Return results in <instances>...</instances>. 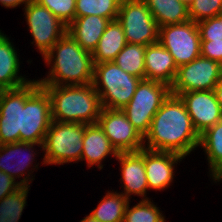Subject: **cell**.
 I'll return each instance as SVG.
<instances>
[{
    "instance_id": "1",
    "label": "cell",
    "mask_w": 222,
    "mask_h": 222,
    "mask_svg": "<svg viewBox=\"0 0 222 222\" xmlns=\"http://www.w3.org/2000/svg\"><path fill=\"white\" fill-rule=\"evenodd\" d=\"M144 139H148L147 150L175 152L184 157L200 143L185 103L171 93L154 115Z\"/></svg>"
},
{
    "instance_id": "2",
    "label": "cell",
    "mask_w": 222,
    "mask_h": 222,
    "mask_svg": "<svg viewBox=\"0 0 222 222\" xmlns=\"http://www.w3.org/2000/svg\"><path fill=\"white\" fill-rule=\"evenodd\" d=\"M44 60L47 64L53 62V66L47 78L38 80L40 85H88L93 81L92 53L84 50L68 33L53 45Z\"/></svg>"
},
{
    "instance_id": "3",
    "label": "cell",
    "mask_w": 222,
    "mask_h": 222,
    "mask_svg": "<svg viewBox=\"0 0 222 222\" xmlns=\"http://www.w3.org/2000/svg\"><path fill=\"white\" fill-rule=\"evenodd\" d=\"M50 96L52 120L82 124L97 123L102 105L93 84L40 85Z\"/></svg>"
},
{
    "instance_id": "4",
    "label": "cell",
    "mask_w": 222,
    "mask_h": 222,
    "mask_svg": "<svg viewBox=\"0 0 222 222\" xmlns=\"http://www.w3.org/2000/svg\"><path fill=\"white\" fill-rule=\"evenodd\" d=\"M141 80L123 71L114 61L94 64L92 84L100 96L102 108L123 109Z\"/></svg>"
},
{
    "instance_id": "5",
    "label": "cell",
    "mask_w": 222,
    "mask_h": 222,
    "mask_svg": "<svg viewBox=\"0 0 222 222\" xmlns=\"http://www.w3.org/2000/svg\"><path fill=\"white\" fill-rule=\"evenodd\" d=\"M85 124L52 120L42 148L44 164H63L81 160Z\"/></svg>"
},
{
    "instance_id": "6",
    "label": "cell",
    "mask_w": 222,
    "mask_h": 222,
    "mask_svg": "<svg viewBox=\"0 0 222 222\" xmlns=\"http://www.w3.org/2000/svg\"><path fill=\"white\" fill-rule=\"evenodd\" d=\"M171 93L165 83L141 80L129 103L121 109L133 127L144 137L151 126L154 115Z\"/></svg>"
},
{
    "instance_id": "7",
    "label": "cell",
    "mask_w": 222,
    "mask_h": 222,
    "mask_svg": "<svg viewBox=\"0 0 222 222\" xmlns=\"http://www.w3.org/2000/svg\"><path fill=\"white\" fill-rule=\"evenodd\" d=\"M117 20L127 43L147 46L159 42V26L143 0H121Z\"/></svg>"
},
{
    "instance_id": "8",
    "label": "cell",
    "mask_w": 222,
    "mask_h": 222,
    "mask_svg": "<svg viewBox=\"0 0 222 222\" xmlns=\"http://www.w3.org/2000/svg\"><path fill=\"white\" fill-rule=\"evenodd\" d=\"M52 122L51 99L47 91L39 86L21 108L20 142L42 144Z\"/></svg>"
},
{
    "instance_id": "9",
    "label": "cell",
    "mask_w": 222,
    "mask_h": 222,
    "mask_svg": "<svg viewBox=\"0 0 222 222\" xmlns=\"http://www.w3.org/2000/svg\"><path fill=\"white\" fill-rule=\"evenodd\" d=\"M159 42L172 55L177 67L190 63L201 55L199 28L192 20L159 27Z\"/></svg>"
},
{
    "instance_id": "10",
    "label": "cell",
    "mask_w": 222,
    "mask_h": 222,
    "mask_svg": "<svg viewBox=\"0 0 222 222\" xmlns=\"http://www.w3.org/2000/svg\"><path fill=\"white\" fill-rule=\"evenodd\" d=\"M222 78L220 62L199 56L190 63L178 66L171 94L179 96L183 92L214 90Z\"/></svg>"
},
{
    "instance_id": "11",
    "label": "cell",
    "mask_w": 222,
    "mask_h": 222,
    "mask_svg": "<svg viewBox=\"0 0 222 222\" xmlns=\"http://www.w3.org/2000/svg\"><path fill=\"white\" fill-rule=\"evenodd\" d=\"M39 86L35 80L16 89L0 90V145L20 142L21 108Z\"/></svg>"
},
{
    "instance_id": "12",
    "label": "cell",
    "mask_w": 222,
    "mask_h": 222,
    "mask_svg": "<svg viewBox=\"0 0 222 222\" xmlns=\"http://www.w3.org/2000/svg\"><path fill=\"white\" fill-rule=\"evenodd\" d=\"M25 14L30 33L42 56H46L53 45L67 33V26L49 9L34 0L25 5Z\"/></svg>"
},
{
    "instance_id": "13",
    "label": "cell",
    "mask_w": 222,
    "mask_h": 222,
    "mask_svg": "<svg viewBox=\"0 0 222 222\" xmlns=\"http://www.w3.org/2000/svg\"><path fill=\"white\" fill-rule=\"evenodd\" d=\"M97 123L118 153L138 152L146 147L144 137L120 109L102 108Z\"/></svg>"
},
{
    "instance_id": "14",
    "label": "cell",
    "mask_w": 222,
    "mask_h": 222,
    "mask_svg": "<svg viewBox=\"0 0 222 222\" xmlns=\"http://www.w3.org/2000/svg\"><path fill=\"white\" fill-rule=\"evenodd\" d=\"M179 96L199 135L222 120V109L214 90L188 91Z\"/></svg>"
},
{
    "instance_id": "15",
    "label": "cell",
    "mask_w": 222,
    "mask_h": 222,
    "mask_svg": "<svg viewBox=\"0 0 222 222\" xmlns=\"http://www.w3.org/2000/svg\"><path fill=\"white\" fill-rule=\"evenodd\" d=\"M184 156L175 152L152 151L144 148V164L150 189L164 190L173 179L174 164Z\"/></svg>"
},
{
    "instance_id": "16",
    "label": "cell",
    "mask_w": 222,
    "mask_h": 222,
    "mask_svg": "<svg viewBox=\"0 0 222 222\" xmlns=\"http://www.w3.org/2000/svg\"><path fill=\"white\" fill-rule=\"evenodd\" d=\"M121 163L123 195L129 200L130 194L146 196L149 189L145 173L144 148L138 152L119 153L116 157Z\"/></svg>"
},
{
    "instance_id": "17",
    "label": "cell",
    "mask_w": 222,
    "mask_h": 222,
    "mask_svg": "<svg viewBox=\"0 0 222 222\" xmlns=\"http://www.w3.org/2000/svg\"><path fill=\"white\" fill-rule=\"evenodd\" d=\"M144 60L145 79L165 83L171 87L178 67L172 55L160 42L146 46Z\"/></svg>"
},
{
    "instance_id": "18",
    "label": "cell",
    "mask_w": 222,
    "mask_h": 222,
    "mask_svg": "<svg viewBox=\"0 0 222 222\" xmlns=\"http://www.w3.org/2000/svg\"><path fill=\"white\" fill-rule=\"evenodd\" d=\"M110 20L97 15L75 17L67 33L86 51L93 53Z\"/></svg>"
},
{
    "instance_id": "19",
    "label": "cell",
    "mask_w": 222,
    "mask_h": 222,
    "mask_svg": "<svg viewBox=\"0 0 222 222\" xmlns=\"http://www.w3.org/2000/svg\"><path fill=\"white\" fill-rule=\"evenodd\" d=\"M82 142L83 150L81 160H86L88 167L98 164V168L102 169L101 161L105 159L106 156L113 154L114 157H117L119 154L98 123L85 125Z\"/></svg>"
},
{
    "instance_id": "20",
    "label": "cell",
    "mask_w": 222,
    "mask_h": 222,
    "mask_svg": "<svg viewBox=\"0 0 222 222\" xmlns=\"http://www.w3.org/2000/svg\"><path fill=\"white\" fill-rule=\"evenodd\" d=\"M19 59L9 38L0 32V90L16 89L28 84L22 76H17Z\"/></svg>"
},
{
    "instance_id": "21",
    "label": "cell",
    "mask_w": 222,
    "mask_h": 222,
    "mask_svg": "<svg viewBox=\"0 0 222 222\" xmlns=\"http://www.w3.org/2000/svg\"><path fill=\"white\" fill-rule=\"evenodd\" d=\"M126 44L121 23L117 19L110 21L92 53L93 63L114 61Z\"/></svg>"
},
{
    "instance_id": "22",
    "label": "cell",
    "mask_w": 222,
    "mask_h": 222,
    "mask_svg": "<svg viewBox=\"0 0 222 222\" xmlns=\"http://www.w3.org/2000/svg\"><path fill=\"white\" fill-rule=\"evenodd\" d=\"M159 27L189 21L188 6L180 0H143Z\"/></svg>"
},
{
    "instance_id": "23",
    "label": "cell",
    "mask_w": 222,
    "mask_h": 222,
    "mask_svg": "<svg viewBox=\"0 0 222 222\" xmlns=\"http://www.w3.org/2000/svg\"><path fill=\"white\" fill-rule=\"evenodd\" d=\"M200 146L205 149L214 180L222 178V120L200 135Z\"/></svg>"
},
{
    "instance_id": "24",
    "label": "cell",
    "mask_w": 222,
    "mask_h": 222,
    "mask_svg": "<svg viewBox=\"0 0 222 222\" xmlns=\"http://www.w3.org/2000/svg\"><path fill=\"white\" fill-rule=\"evenodd\" d=\"M129 200L121 193H107L90 216L99 222H123Z\"/></svg>"
},
{
    "instance_id": "25",
    "label": "cell",
    "mask_w": 222,
    "mask_h": 222,
    "mask_svg": "<svg viewBox=\"0 0 222 222\" xmlns=\"http://www.w3.org/2000/svg\"><path fill=\"white\" fill-rule=\"evenodd\" d=\"M145 49L146 46L127 43L118 53L114 62L125 72L142 80L145 79Z\"/></svg>"
},
{
    "instance_id": "26",
    "label": "cell",
    "mask_w": 222,
    "mask_h": 222,
    "mask_svg": "<svg viewBox=\"0 0 222 222\" xmlns=\"http://www.w3.org/2000/svg\"><path fill=\"white\" fill-rule=\"evenodd\" d=\"M34 145H35V143H27V142H14V143L0 145V170L5 172L9 176H11L13 179H16V175H17V177L18 176L22 177L24 175L23 171L26 168H28L31 160L33 159L32 158V156H34L33 154L30 153L29 154L30 157L28 156L29 158H26V160H24V161L18 160L19 161V162H17L18 164L16 163V166L14 164V166L16 167V170H15V167L12 166L14 168L13 171L11 170L12 168L9 167V165H11V164L5 165V163L6 162L10 163V161H12L11 159L14 158L13 156H16L15 154H19V153L22 154L21 150H25V151L29 150V152H30L31 148H33ZM2 153H4L5 155L4 154L2 155ZM4 159L7 161L5 162ZM21 169H23V170H21Z\"/></svg>"
},
{
    "instance_id": "27",
    "label": "cell",
    "mask_w": 222,
    "mask_h": 222,
    "mask_svg": "<svg viewBox=\"0 0 222 222\" xmlns=\"http://www.w3.org/2000/svg\"><path fill=\"white\" fill-rule=\"evenodd\" d=\"M121 0H76L75 17L97 15L110 21L117 19Z\"/></svg>"
},
{
    "instance_id": "28",
    "label": "cell",
    "mask_w": 222,
    "mask_h": 222,
    "mask_svg": "<svg viewBox=\"0 0 222 222\" xmlns=\"http://www.w3.org/2000/svg\"><path fill=\"white\" fill-rule=\"evenodd\" d=\"M28 187L21 185L0 200V222H18L26 205Z\"/></svg>"
},
{
    "instance_id": "29",
    "label": "cell",
    "mask_w": 222,
    "mask_h": 222,
    "mask_svg": "<svg viewBox=\"0 0 222 222\" xmlns=\"http://www.w3.org/2000/svg\"><path fill=\"white\" fill-rule=\"evenodd\" d=\"M129 207L128 202L123 222H165L158 207L147 198L141 200L134 207L130 209Z\"/></svg>"
},
{
    "instance_id": "30",
    "label": "cell",
    "mask_w": 222,
    "mask_h": 222,
    "mask_svg": "<svg viewBox=\"0 0 222 222\" xmlns=\"http://www.w3.org/2000/svg\"><path fill=\"white\" fill-rule=\"evenodd\" d=\"M189 19L198 23L222 14V0H194L188 7Z\"/></svg>"
},
{
    "instance_id": "31",
    "label": "cell",
    "mask_w": 222,
    "mask_h": 222,
    "mask_svg": "<svg viewBox=\"0 0 222 222\" xmlns=\"http://www.w3.org/2000/svg\"><path fill=\"white\" fill-rule=\"evenodd\" d=\"M68 26L75 19L76 0H34Z\"/></svg>"
},
{
    "instance_id": "32",
    "label": "cell",
    "mask_w": 222,
    "mask_h": 222,
    "mask_svg": "<svg viewBox=\"0 0 222 222\" xmlns=\"http://www.w3.org/2000/svg\"><path fill=\"white\" fill-rule=\"evenodd\" d=\"M201 41L222 39V14L197 23Z\"/></svg>"
},
{
    "instance_id": "33",
    "label": "cell",
    "mask_w": 222,
    "mask_h": 222,
    "mask_svg": "<svg viewBox=\"0 0 222 222\" xmlns=\"http://www.w3.org/2000/svg\"><path fill=\"white\" fill-rule=\"evenodd\" d=\"M28 177L22 178L20 182H14L15 179H13L11 176L6 174L5 172L0 170V200L10 193L14 192L17 190L21 185L24 186H29L28 184V179H29V172H28Z\"/></svg>"
},
{
    "instance_id": "34",
    "label": "cell",
    "mask_w": 222,
    "mask_h": 222,
    "mask_svg": "<svg viewBox=\"0 0 222 222\" xmlns=\"http://www.w3.org/2000/svg\"><path fill=\"white\" fill-rule=\"evenodd\" d=\"M201 56L222 64V39L201 41Z\"/></svg>"
},
{
    "instance_id": "35",
    "label": "cell",
    "mask_w": 222,
    "mask_h": 222,
    "mask_svg": "<svg viewBox=\"0 0 222 222\" xmlns=\"http://www.w3.org/2000/svg\"><path fill=\"white\" fill-rule=\"evenodd\" d=\"M31 0H0V3L8 8H13L18 6L19 4H27Z\"/></svg>"
},
{
    "instance_id": "36",
    "label": "cell",
    "mask_w": 222,
    "mask_h": 222,
    "mask_svg": "<svg viewBox=\"0 0 222 222\" xmlns=\"http://www.w3.org/2000/svg\"><path fill=\"white\" fill-rule=\"evenodd\" d=\"M214 93H215L217 101H218V103H219V105L221 106V109H222V78L216 84V86L214 88Z\"/></svg>"
},
{
    "instance_id": "37",
    "label": "cell",
    "mask_w": 222,
    "mask_h": 222,
    "mask_svg": "<svg viewBox=\"0 0 222 222\" xmlns=\"http://www.w3.org/2000/svg\"><path fill=\"white\" fill-rule=\"evenodd\" d=\"M80 222H99L97 219H94L92 216L88 215Z\"/></svg>"
},
{
    "instance_id": "38",
    "label": "cell",
    "mask_w": 222,
    "mask_h": 222,
    "mask_svg": "<svg viewBox=\"0 0 222 222\" xmlns=\"http://www.w3.org/2000/svg\"><path fill=\"white\" fill-rule=\"evenodd\" d=\"M182 1L186 6L189 7V5L194 1V0H180Z\"/></svg>"
}]
</instances>
